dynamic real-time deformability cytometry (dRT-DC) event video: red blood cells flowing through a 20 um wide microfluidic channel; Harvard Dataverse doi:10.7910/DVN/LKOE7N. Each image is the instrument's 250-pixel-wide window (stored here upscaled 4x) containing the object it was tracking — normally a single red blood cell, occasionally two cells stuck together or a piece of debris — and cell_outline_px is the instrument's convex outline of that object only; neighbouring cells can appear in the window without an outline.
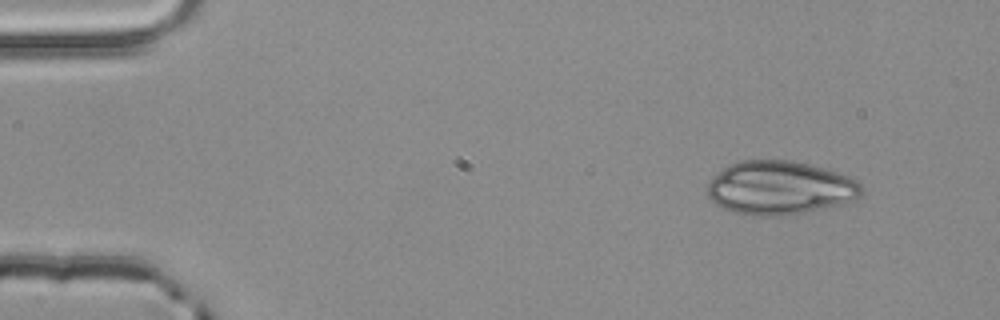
{"species": "common noctule bat (a hibernating species)", "species_latin": "Nyctalus noctula", "temperature_condition": "room temperature", "stored_images_in_passage": 3, "camera_frame_rate_fps": 3000, "um_per_image_px": 0.085, "animal": {"sex": "male", "body_mass_g": 20.4}, "frame": {"image": 1, "passage_image": 1, "time_ms": 0.0, "image_size_px": [1000, 320], "cell_outline_px": [[860, 196], [856, 200], [840, 204], [804, 212], [780, 216], [752, 216], [732, 212], [716, 204], [708, 196], [708, 184], [728, 164], [740, 160], [788, 160], [808, 164], [824, 168], [848, 176], [856, 180], [860, 184]], "centroid_in_image_um": [66.28, 15.97], "position_along_channel_um": 18.7, "area_um2": 47.86}}